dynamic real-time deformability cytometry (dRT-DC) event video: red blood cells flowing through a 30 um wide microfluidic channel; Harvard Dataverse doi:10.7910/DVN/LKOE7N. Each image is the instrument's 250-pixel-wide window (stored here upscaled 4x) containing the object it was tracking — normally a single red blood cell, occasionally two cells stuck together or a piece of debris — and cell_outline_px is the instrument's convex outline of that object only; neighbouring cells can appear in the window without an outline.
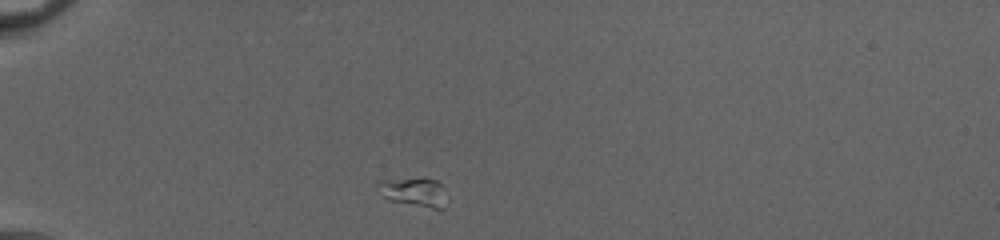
{"species": "common noctule bat (a hibernating species)", "species_latin": "Nyctalus noctula", "temperature_condition": "cold", "stored_images_in_passage": 38, "camera_frame_rate_fps": 3000, "um_per_image_px": 0.085, "animal": {"sex": "female", "body_mass_g": 20.0, "forearm_length_mm": 54.0}, "frame": {"image": 1, "passage_image": 1, "time_ms": 0.0, "image_size_px": [1000, 240], "cell_outline_px": [[444, 208], [432, 208], [388, 200], [384, 196], [376, 184], [376, 180], [424, 176], [436, 180], [444, 188]], "centroid_in_image_um": [35.16, 16.26], "position_along_channel_um": 49.8, "area_um2": 11.79}}
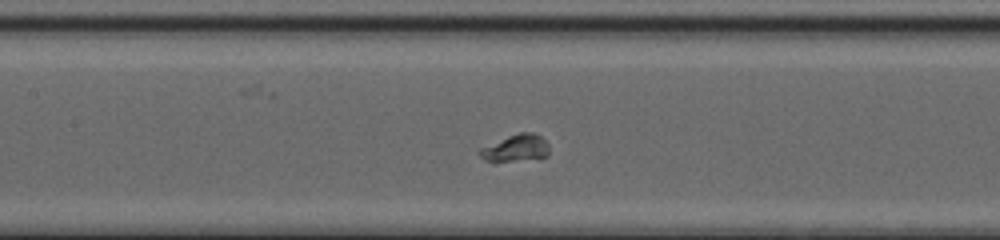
{"frame": {"image": 2, "passage_image": 12, "time_ms": 3.667, "image_size_px": [1000, 240], "cell_outline_px": [[548, 156], [492, 164], [484, 160], [476, 152], [480, 148], [508, 136], [520, 132], [532, 132], [540, 136], [548, 144]], "centroid_in_image_um": [43.76, 12.62], "position_along_channel_um": 163.6, "area_um2": 11.16}}
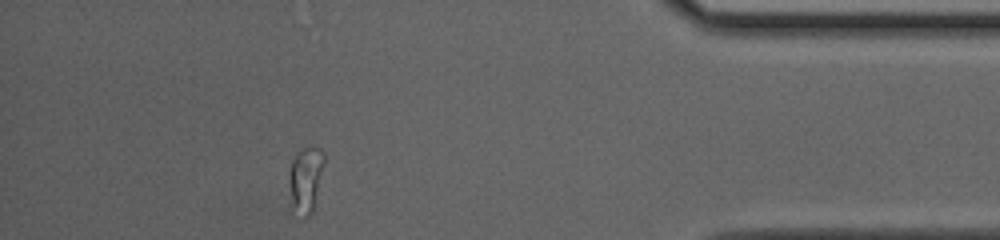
{"frame": {"image": 3, "passage_image": 33, "time_ms": 10.667, "image_size_px": [1000, 240], "cell_outline_px": [[324, 164], [312, 212], [308, 216], [300, 220], [292, 216], [288, 212], [288, 172], [292, 160], [304, 148], [320, 148], [324, 152]], "centroid_in_image_um": [25.88, 15.44], "position_along_channel_um": 409.3, "area_um2": 14.28}}